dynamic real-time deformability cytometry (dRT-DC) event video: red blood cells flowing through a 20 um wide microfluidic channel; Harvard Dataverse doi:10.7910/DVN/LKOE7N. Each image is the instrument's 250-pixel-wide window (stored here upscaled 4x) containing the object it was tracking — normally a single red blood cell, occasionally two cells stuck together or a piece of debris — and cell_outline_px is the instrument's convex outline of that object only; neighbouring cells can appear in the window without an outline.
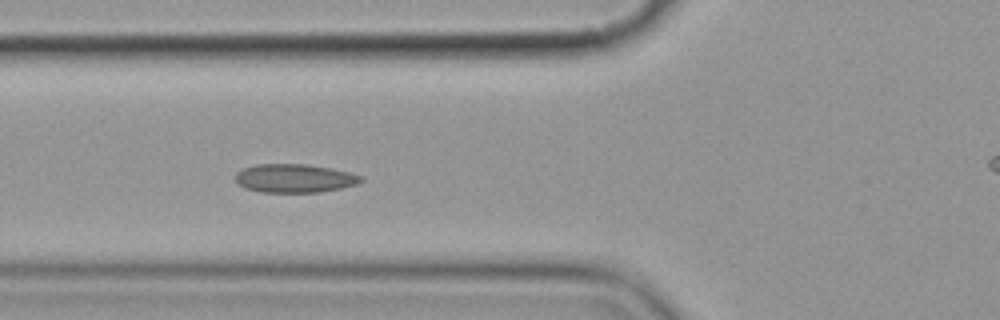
{"species": "common noctule bat (a hibernating species)", "species_latin": "Nyctalus noctula", "temperature_condition": "cold", "stored_images_in_passage": 10, "camera_frame_rate_fps": 3000, "um_per_image_px": 0.085, "animal": {"sex": "female", "body_mass_g": 19.9}, "frame": {"image": 1, "passage_image": 5, "time_ms": 4.667, "image_size_px": [1000, 320], "cell_outline_px": [[364, 180], [356, 184], [340, 188], [320, 192], [260, 192], [244, 188], [236, 184], [236, 172], [244, 168], [256, 164], [304, 164], [328, 168], [348, 172], [364, 176]], "centroid_in_image_um": [25.0, 15.16], "position_along_channel_um": 100.8, "area_um2": 20.87}}
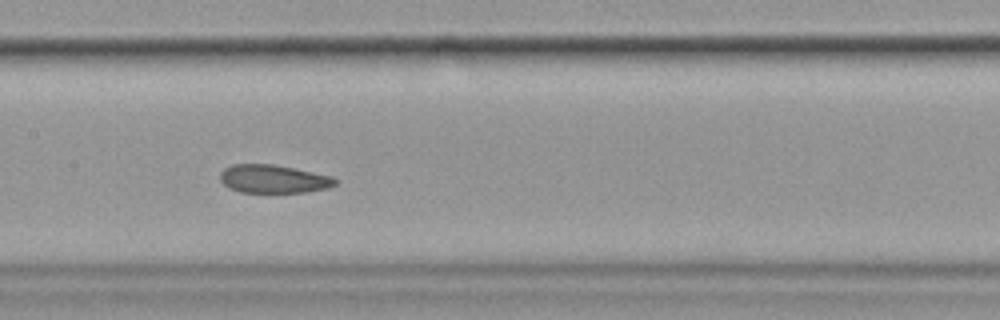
{"frame": {"image": 2, "passage_image": 7, "time_ms": 7.0, "image_size_px": [1000, 320], "cell_outline_px": [[336, 184], [328, 188], [308, 192], [240, 192], [228, 188], [220, 180], [220, 172], [224, 168], [232, 164], [272, 164], [332, 176], [336, 180]], "centroid_in_image_um": [23.21, 15.21], "position_along_channel_um": 184.2, "area_um2": 18.9}}
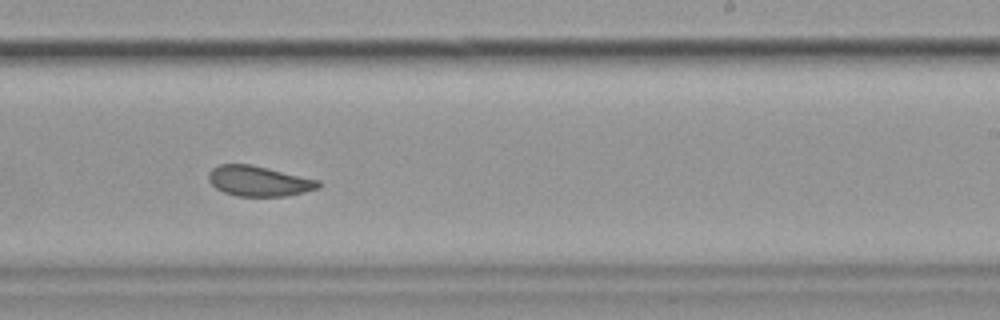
{"frame": {"image": 3, "passage_image": 9, "time_ms": 9.333, "image_size_px": [1000, 320], "cell_outline_px": [[324, 184], [320, 188], [304, 192], [284, 196], [236, 196], [224, 192], [216, 188], [208, 180], [208, 172], [212, 168], [220, 164], [252, 164], [320, 180]], "centroid_in_image_um": [22.03, 15.38], "position_along_channel_um": 267.0, "area_um2": 19.59}}